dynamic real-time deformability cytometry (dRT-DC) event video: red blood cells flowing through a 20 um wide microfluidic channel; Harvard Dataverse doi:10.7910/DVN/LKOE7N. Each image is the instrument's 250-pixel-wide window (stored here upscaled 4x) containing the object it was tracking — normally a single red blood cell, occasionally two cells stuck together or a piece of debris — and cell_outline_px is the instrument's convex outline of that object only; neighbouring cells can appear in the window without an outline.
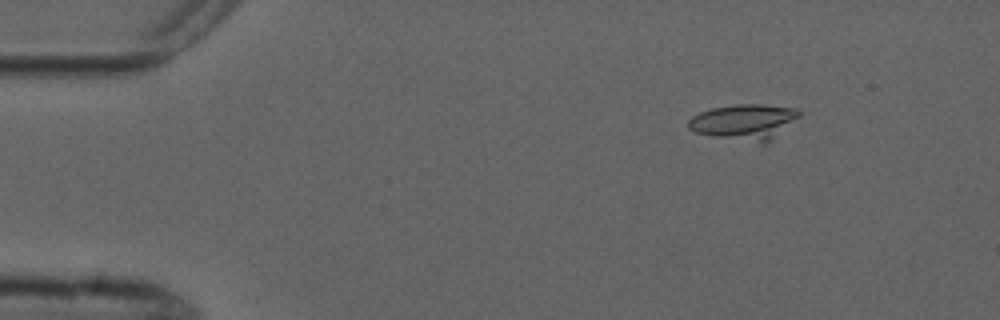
{"species": "common noctule bat (a hibernating species)", "species_latin": "Nyctalus noctula", "temperature_condition": "cold", "stored_images_in_passage": 6, "camera_frame_rate_fps": 3000, "um_per_image_px": 0.085, "animal": {"sex": "male", "forearm_length_mm": 52.5}, "frame": {"image": 1, "passage_image": 3, "time_ms": 2.0, "image_size_px": [1000, 320], "cell_outline_px": [[800, 116], [768, 144], [764, 144], [696, 132], [688, 128], [688, 120], [692, 116], [700, 112], [712, 108], [736, 104], [764, 104], [796, 108], [800, 112]], "centroid_in_image_um": [63.31, 10.35], "position_along_channel_um": 21.7, "area_um2": 22.89}}